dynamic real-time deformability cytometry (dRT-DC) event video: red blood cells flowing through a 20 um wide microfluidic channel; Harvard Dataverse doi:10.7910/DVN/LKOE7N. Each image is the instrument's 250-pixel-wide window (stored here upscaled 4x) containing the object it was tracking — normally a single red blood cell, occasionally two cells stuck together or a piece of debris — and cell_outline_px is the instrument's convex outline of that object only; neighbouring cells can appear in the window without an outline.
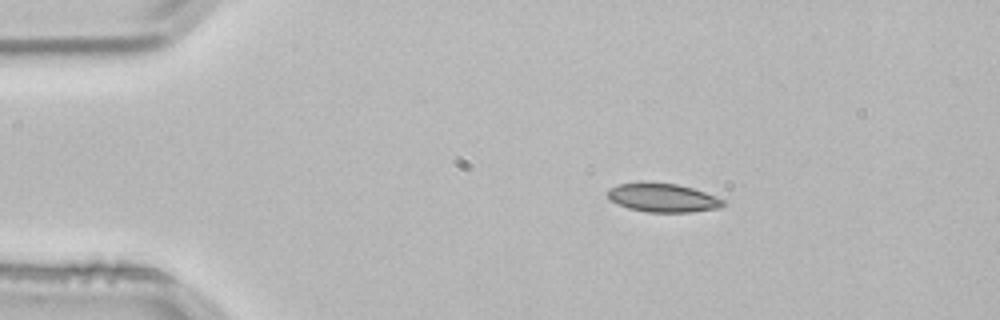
{"species": "common noctule bat (a hibernating species)", "species_latin": "Nyctalus noctula", "temperature_condition": "room temperature", "stored_images_in_passage": 2, "camera_frame_rate_fps": 3000, "um_per_image_px": 0.085, "animal": {"sex": "male", "body_mass_g": 21.5, "forearm_length_mm": 52.0}, "frame": {"image": 1, "passage_image": 1, "time_ms": 0.0, "image_size_px": [1000, 320], "cell_outline_px": [[724, 204], [720, 208], [692, 212], [644, 212], [628, 208], [608, 200], [608, 188], [616, 184], [676, 184], [692, 188], [716, 196], [724, 200]], "centroid_in_image_um": [56.34, 16.84], "position_along_channel_um": 28.7, "area_um2": 18.96}}